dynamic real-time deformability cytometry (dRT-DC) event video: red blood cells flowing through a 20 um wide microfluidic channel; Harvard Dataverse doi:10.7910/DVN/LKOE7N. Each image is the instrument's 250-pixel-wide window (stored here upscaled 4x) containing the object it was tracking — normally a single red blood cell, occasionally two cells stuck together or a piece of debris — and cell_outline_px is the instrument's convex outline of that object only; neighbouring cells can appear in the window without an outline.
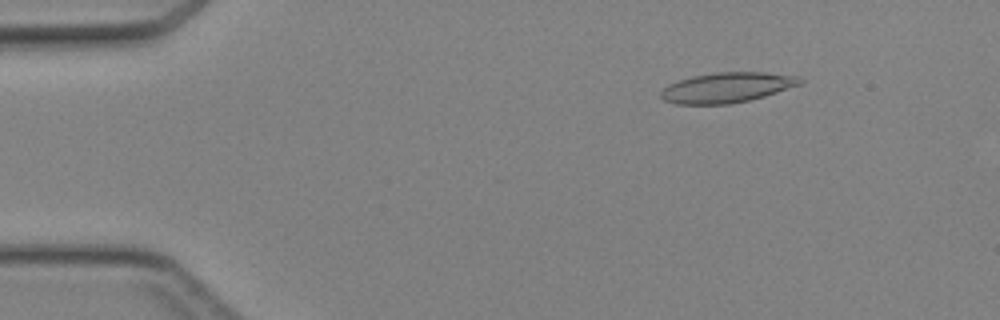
{"species": "Egyptian fruit bat (a non-hibernating species)", "species_latin": "Rousettus aegyptiacus", "temperature_condition": "cold", "stored_images_in_passage": 41, "camera_frame_rate_fps": 3000, "um_per_image_px": 0.085, "animal": {"sex": "female"}, "frame": {"image": 1, "passage_image": 2, "time_ms": 0.333, "image_size_px": [1000, 320], "cell_outline_px": [[804, 80], [800, 84], [764, 96], [732, 104], [676, 104], [664, 100], [660, 96], [660, 92], [668, 84], [692, 76], [716, 72], [764, 72], [800, 76]], "centroid_in_image_um": [61.79, 7.43], "position_along_channel_um": 23.2, "area_um2": 24.39}}
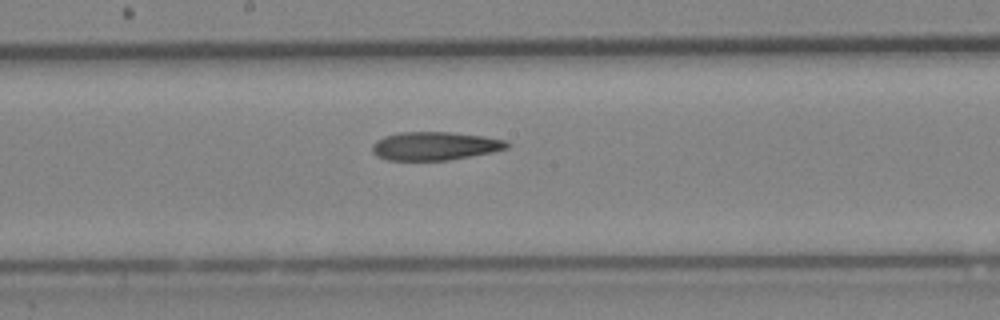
{"frame": {"image": 2, "passage_image": 20, "time_ms": 6.333, "image_size_px": [1000, 320], "cell_outline_px": [[512, 144], [508, 148], [492, 152], [448, 160], [388, 160], [376, 156], [372, 152], [372, 144], [376, 140], [384, 136], [400, 132], [448, 132], [484, 136], [504, 140]], "centroid_in_image_um": [36.95, 12.41], "position_along_channel_um": 211.3, "area_um2": 22.31}}
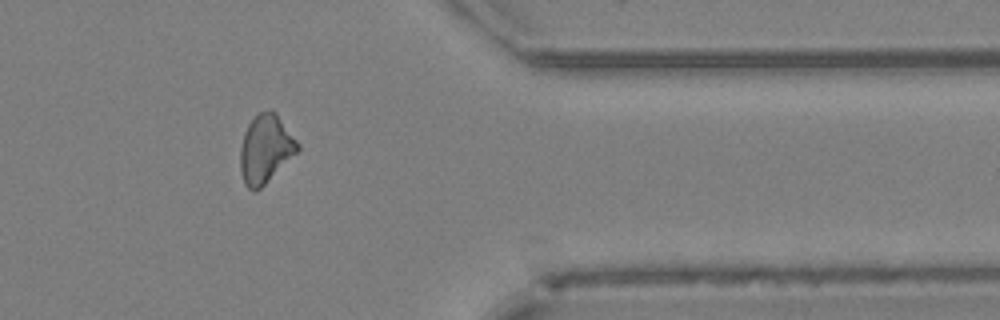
{"frame": {"image": 3, "passage_image": 33, "time_ms": 10.667, "image_size_px": [1000, 320], "cell_outline_px": [[300, 148], [260, 188], [248, 188], [244, 184], [240, 172], [240, 148], [244, 132], [248, 124], [260, 112], [268, 108], [272, 108], [276, 112], [300, 144]], "centroid_in_image_um": [22.56, 12.6], "position_along_channel_um": 388.8, "area_um2": 22.54}}